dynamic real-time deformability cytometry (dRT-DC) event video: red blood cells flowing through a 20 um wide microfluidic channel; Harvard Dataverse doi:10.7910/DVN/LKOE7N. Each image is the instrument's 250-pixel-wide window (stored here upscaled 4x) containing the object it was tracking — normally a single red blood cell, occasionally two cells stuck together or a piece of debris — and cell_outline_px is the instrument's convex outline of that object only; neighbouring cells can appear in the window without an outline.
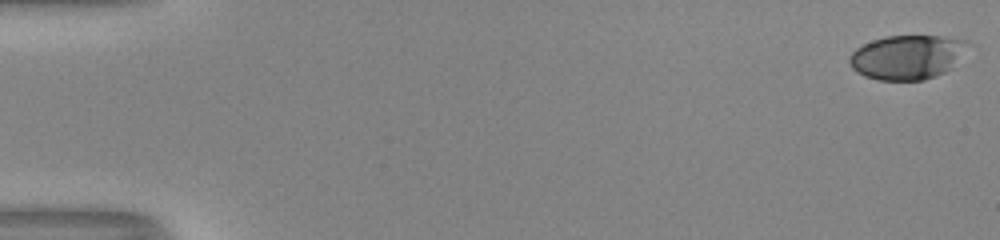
{"species": "human", "species_latin": "Homo sapiens", "temperature_condition": "room temperature", "stored_images_in_passage": 53, "camera_frame_rate_fps": 3000, "um_per_image_px": 0.085, "donor": {"sex": "male"}, "frame": {"image": 1, "passage_image": 1, "time_ms": 0.0, "image_size_px": [1000, 240], "cell_outline_px": [[968, 44], [948, 68], [944, 72], [936, 76], [924, 80], [880, 80], [864, 76], [856, 72], [852, 68], [848, 60], [848, 56], [856, 48], [872, 40], [884, 36], [940, 36], [968, 40]], "centroid_in_image_um": [77.02, 4.85], "position_along_channel_um": 8.0, "area_um2": 30.11}}
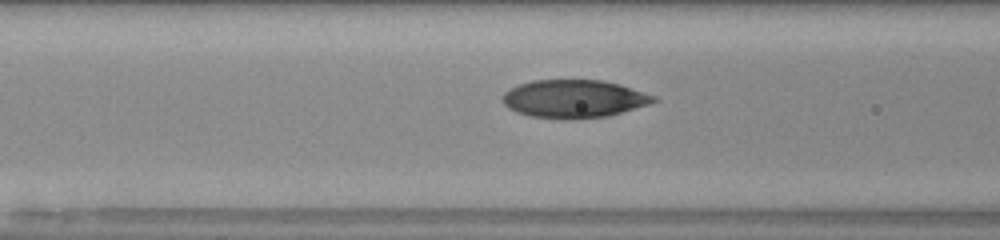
{"frame": {"image": 2, "passage_image": 23, "time_ms": 7.333, "image_size_px": [1000, 240], "cell_outline_px": [[660, 100], [648, 104], [608, 116], [572, 120], [564, 120], [532, 116], [516, 112], [508, 108], [504, 104], [504, 92], [520, 84], [532, 80], [600, 80], [620, 84], [656, 96]], "centroid_in_image_um": [48.81, 8.41], "position_along_channel_um": 117.8, "area_um2": 33.47}}
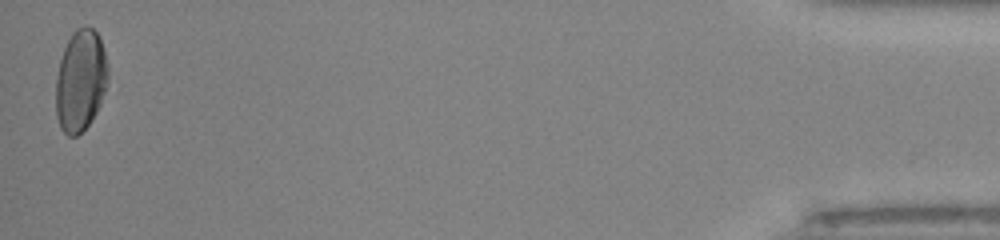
{"frame": {"image": 3, "passage_image": 53, "time_ms": 17.333, "image_size_px": [1000, 240], "cell_outline_px": [[108, 84], [100, 104], [92, 120], [76, 136], [68, 136], [60, 128], [56, 116], [56, 76], [60, 60], [64, 48], [72, 32], [76, 28], [92, 28], [96, 32], [100, 40], [108, 64]], "centroid_in_image_um": [6.84, 6.87], "position_along_channel_um": 428.4, "area_um2": 30.87}, "authors_computed_cell_mechanics": {"area_um2": 32.1946, "velocity_mm_per_s": 4.0407, "shape_relaxation_time_tau1_ms": 5.578, "shape_relaxation_time_tau2_ms": 1.3992, "deformation_change_tau1": 0.1921, "deformation_change_tau2": 0.0597}}